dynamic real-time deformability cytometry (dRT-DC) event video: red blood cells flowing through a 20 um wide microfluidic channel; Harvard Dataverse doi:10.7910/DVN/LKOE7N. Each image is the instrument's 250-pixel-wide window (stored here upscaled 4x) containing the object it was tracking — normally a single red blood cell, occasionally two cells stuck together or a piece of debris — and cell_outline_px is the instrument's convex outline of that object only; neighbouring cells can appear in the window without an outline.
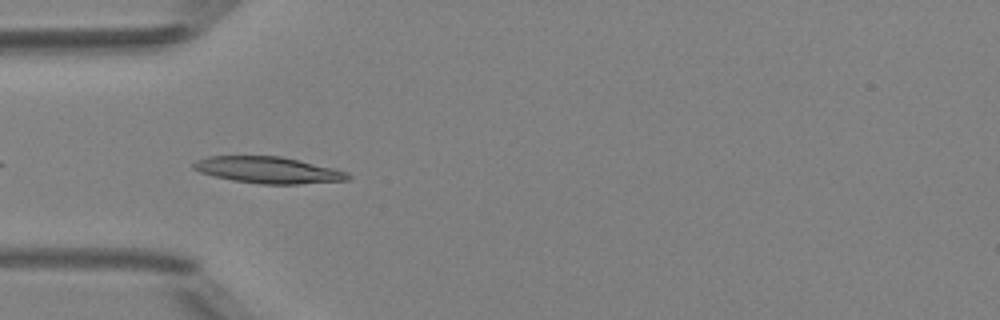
{"species": "Egyptian fruit bat (a non-hibernating species)", "species_latin": "Rousettus aegyptiacus", "temperature_condition": "room temperature", "stored_images_in_passage": 5, "camera_frame_rate_fps": 3000, "um_per_image_px": 0.085, "animal": {"sex": "female"}, "frame": {"image": 1, "passage_image": 4, "time_ms": 3.333, "image_size_px": [1000, 320], "cell_outline_px": [[352, 176], [348, 180], [300, 184], [260, 184], [232, 180], [200, 172], [192, 168], [192, 164], [196, 160], [208, 156], [280, 156], [300, 160], [348, 172]], "centroid_in_image_um": [22.8, 14.45], "position_along_channel_um": 62.2, "area_um2": 23.81}}
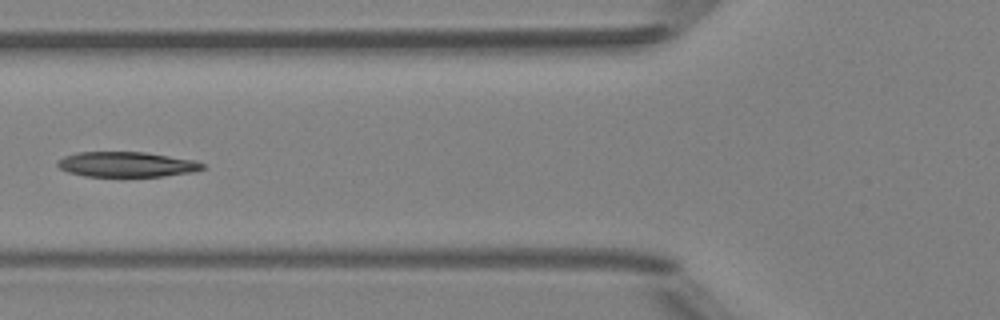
{"frame": {"image": 2, "passage_image": 5, "time_ms": 4.667, "image_size_px": [1000, 320], "cell_outline_px": [[204, 168], [192, 172], [164, 176], [120, 180], [84, 176], [68, 172], [60, 168], [56, 164], [64, 156], [76, 152], [144, 152], [196, 160], [204, 164]], "centroid_in_image_um": [10.75, 14.03], "position_along_channel_um": 115.1, "area_um2": 22.31}}